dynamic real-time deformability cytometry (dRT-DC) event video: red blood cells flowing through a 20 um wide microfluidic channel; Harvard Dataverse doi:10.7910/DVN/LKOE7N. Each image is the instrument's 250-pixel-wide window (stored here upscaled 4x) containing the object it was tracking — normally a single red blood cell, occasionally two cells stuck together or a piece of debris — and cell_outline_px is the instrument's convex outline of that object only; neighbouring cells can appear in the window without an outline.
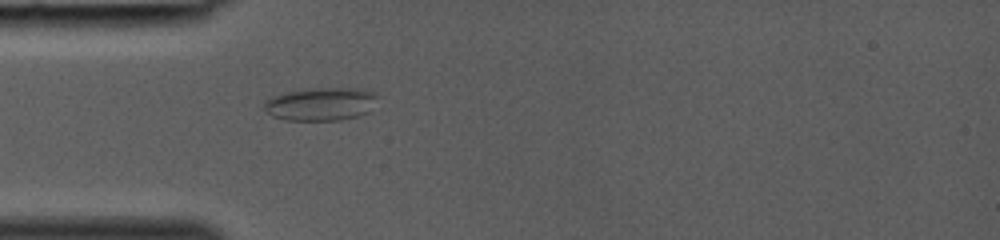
{"species": "common noctule bat (a hibernating species)", "species_latin": "Nyctalus noctula", "temperature_condition": "room temperature", "stored_images_in_passage": 28, "camera_frame_rate_fps": 3000, "um_per_image_px": 0.085, "animal": {"sex": "female", "body_mass_g": 19.0, "forearm_length_mm": 53.3}, "frame": {"image": 1, "passage_image": 1, "time_ms": 0.0, "image_size_px": [1000, 240], "cell_outline_px": [[380, 96], [368, 112], [356, 116], [340, 120], [284, 120], [272, 116], [264, 108], [264, 100], [272, 96], [284, 92], [312, 88], [364, 88], [376, 92]], "centroid_in_image_um": [27.29, 8.82], "position_along_channel_um": 57.7, "area_um2": 22.2}}
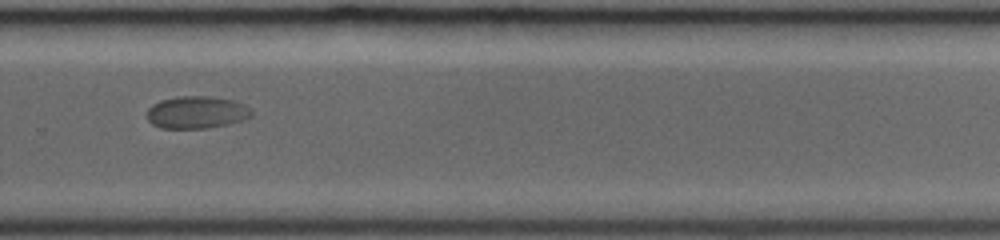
{"frame": {"image": 2, "passage_image": 17, "time_ms": 5.333, "image_size_px": [1000, 240], "cell_outline_px": [[252, 116], [244, 120], [228, 124], [208, 128], [160, 128], [152, 124], [148, 120], [148, 108], [152, 104], [160, 100], [176, 96], [208, 96], [232, 100], [244, 104], [252, 112]], "centroid_in_image_um": [16.7, 9.55], "position_along_channel_um": 313.1, "area_um2": 19.77}}
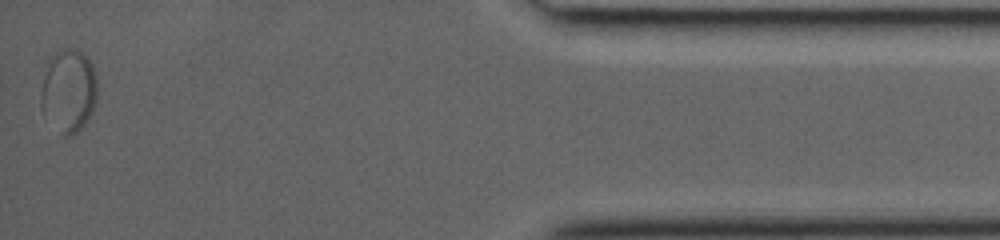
{"frame": {"image": 3, "passage_image": 28, "time_ms": 9.0, "image_size_px": [1000, 240], "cell_outline_px": [[96, 104], [92, 112], [84, 124], [72, 136], [60, 136], [40, 108], [40, 96], [44, 76], [52, 56], [56, 52], [68, 48], [72, 48], [84, 52], [92, 64], [96, 76]], "centroid_in_image_um": [5.84, 7.75], "position_along_channel_um": 429.4, "area_um2": 27.34}}